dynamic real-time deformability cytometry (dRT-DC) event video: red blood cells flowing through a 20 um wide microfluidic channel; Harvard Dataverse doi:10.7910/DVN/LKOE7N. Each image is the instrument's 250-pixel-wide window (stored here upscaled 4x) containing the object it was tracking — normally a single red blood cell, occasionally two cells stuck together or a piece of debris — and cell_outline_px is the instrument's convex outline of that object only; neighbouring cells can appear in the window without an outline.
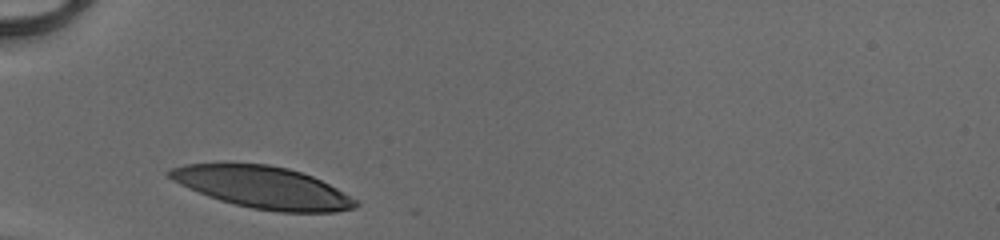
{"species": "human", "species_latin": "Homo sapiens", "temperature_condition": "cold", "stored_images_in_passage": 26, "camera_frame_rate_fps": 3000, "um_per_image_px": 0.085, "donor": {"sex": "male"}, "frame": {"image": 1, "passage_image": 1, "time_ms": 0.0, "image_size_px": [1000, 240], "cell_outline_px": [[360, 204], [356, 208], [336, 212], [276, 212], [252, 208], [220, 200], [208, 196], [188, 188], [172, 180], [164, 172], [172, 168], [184, 164], [224, 160], [268, 164], [288, 168], [312, 176], [360, 200]], "centroid_in_image_um": [22.29, 15.88], "position_along_channel_um": 62.7, "area_um2": 46.59}}
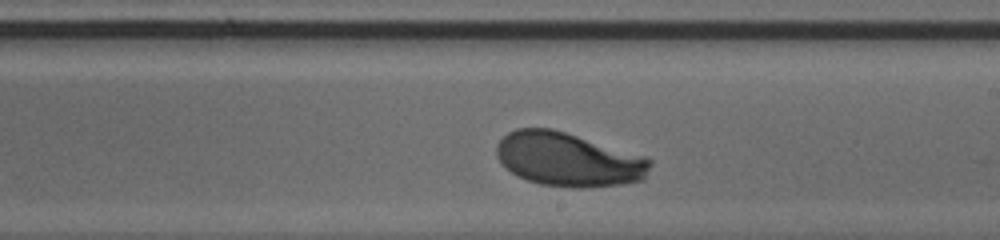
{"frame": {"image": 2, "passage_image": 15, "time_ms": 4.667, "image_size_px": [1000, 240], "cell_outline_px": [[652, 164], [644, 180], [624, 184], [580, 188], [572, 188], [540, 184], [516, 176], [504, 168], [496, 156], [496, 144], [508, 132], [516, 128], [552, 128], [644, 156], [652, 160]], "centroid_in_image_um": [48.28, 13.57], "position_along_channel_um": 240.7, "area_um2": 48.44}}
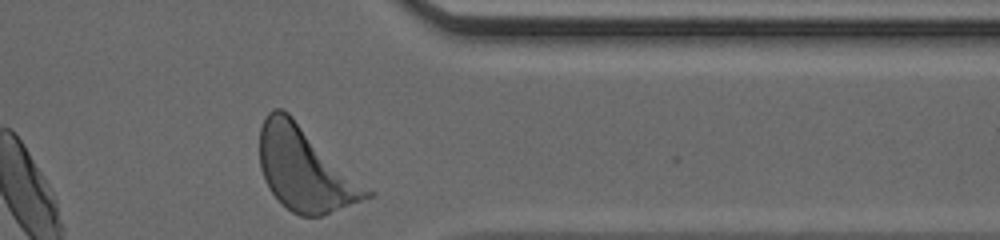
{"frame": {"image": 3, "passage_image": 26, "time_ms": 8.333, "image_size_px": [1000, 240], "cell_outline_px": [[376, 196], [320, 216], [300, 216], [292, 212], [280, 204], [268, 188], [264, 180], [260, 168], [260, 128], [264, 116], [272, 108], [280, 108], [288, 112], [376, 192]], "centroid_in_image_um": [25.96, 14.38], "position_along_channel_um": 385.4, "area_um2": 53.06}, "authors_computed_cell_mechanics": {"area_um2": 47.7428, "velocity_mm_per_s": 4.052, "shape_relaxation_time_tau1_ms": 2.5796, "shape_relaxation_time_tau2_ms": null, "deformation_change_tau1": 0.1595, "deformation_change_tau2": null}}